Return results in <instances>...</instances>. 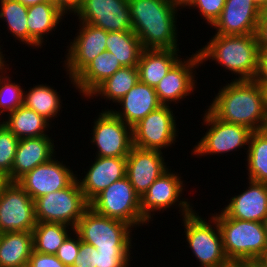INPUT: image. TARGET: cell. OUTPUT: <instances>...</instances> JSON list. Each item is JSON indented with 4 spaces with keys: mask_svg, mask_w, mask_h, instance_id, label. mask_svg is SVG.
Returning a JSON list of instances; mask_svg holds the SVG:
<instances>
[{
    "mask_svg": "<svg viewBox=\"0 0 267 267\" xmlns=\"http://www.w3.org/2000/svg\"><path fill=\"white\" fill-rule=\"evenodd\" d=\"M208 109L221 121L239 124L254 131L264 130V93L254 80H231L221 85Z\"/></svg>",
    "mask_w": 267,
    "mask_h": 267,
    "instance_id": "obj_1",
    "label": "cell"
},
{
    "mask_svg": "<svg viewBox=\"0 0 267 267\" xmlns=\"http://www.w3.org/2000/svg\"><path fill=\"white\" fill-rule=\"evenodd\" d=\"M132 31L143 49H179L178 10L169 0H128Z\"/></svg>",
    "mask_w": 267,
    "mask_h": 267,
    "instance_id": "obj_2",
    "label": "cell"
},
{
    "mask_svg": "<svg viewBox=\"0 0 267 267\" xmlns=\"http://www.w3.org/2000/svg\"><path fill=\"white\" fill-rule=\"evenodd\" d=\"M206 43L199 50L197 49L202 65L205 66L206 61L211 60L222 66L225 72L228 71L238 76L231 80L255 79L260 54L255 33L248 35L214 34Z\"/></svg>",
    "mask_w": 267,
    "mask_h": 267,
    "instance_id": "obj_3",
    "label": "cell"
},
{
    "mask_svg": "<svg viewBox=\"0 0 267 267\" xmlns=\"http://www.w3.org/2000/svg\"><path fill=\"white\" fill-rule=\"evenodd\" d=\"M212 216L219 225L224 253L232 265L260 261L267 251V235L262 222L228 217L222 210Z\"/></svg>",
    "mask_w": 267,
    "mask_h": 267,
    "instance_id": "obj_4",
    "label": "cell"
},
{
    "mask_svg": "<svg viewBox=\"0 0 267 267\" xmlns=\"http://www.w3.org/2000/svg\"><path fill=\"white\" fill-rule=\"evenodd\" d=\"M194 210L189 215L183 216L187 247L192 251V257L198 260V267H232L224 250L222 235L217 220L211 215L206 218L199 216Z\"/></svg>",
    "mask_w": 267,
    "mask_h": 267,
    "instance_id": "obj_5",
    "label": "cell"
},
{
    "mask_svg": "<svg viewBox=\"0 0 267 267\" xmlns=\"http://www.w3.org/2000/svg\"><path fill=\"white\" fill-rule=\"evenodd\" d=\"M133 230L126 222L100 215L90 207L74 228L81 241L106 252H133Z\"/></svg>",
    "mask_w": 267,
    "mask_h": 267,
    "instance_id": "obj_6",
    "label": "cell"
},
{
    "mask_svg": "<svg viewBox=\"0 0 267 267\" xmlns=\"http://www.w3.org/2000/svg\"><path fill=\"white\" fill-rule=\"evenodd\" d=\"M202 117V126L205 125L207 130L203 133L200 141L196 142L191 155L198 158L209 155H227L230 152H237L240 149H248L249 139L252 130L249 128L233 123L223 122L218 119L208 108L205 110ZM246 147V148H245ZM221 154V155H220Z\"/></svg>",
    "mask_w": 267,
    "mask_h": 267,
    "instance_id": "obj_7",
    "label": "cell"
},
{
    "mask_svg": "<svg viewBox=\"0 0 267 267\" xmlns=\"http://www.w3.org/2000/svg\"><path fill=\"white\" fill-rule=\"evenodd\" d=\"M89 207L100 215L126 222L135 230L149 224L140 210V196L127 176L110 184L89 203Z\"/></svg>",
    "mask_w": 267,
    "mask_h": 267,
    "instance_id": "obj_8",
    "label": "cell"
},
{
    "mask_svg": "<svg viewBox=\"0 0 267 267\" xmlns=\"http://www.w3.org/2000/svg\"><path fill=\"white\" fill-rule=\"evenodd\" d=\"M171 170L170 167L163 172L148 188L147 192L140 197L141 213L149 223L154 220L155 212L160 213L162 211L161 213H163L164 210L175 207V209L179 208L180 217H183L195 210L189 199L181 197L183 190L186 189L181 174Z\"/></svg>",
    "mask_w": 267,
    "mask_h": 267,
    "instance_id": "obj_9",
    "label": "cell"
},
{
    "mask_svg": "<svg viewBox=\"0 0 267 267\" xmlns=\"http://www.w3.org/2000/svg\"><path fill=\"white\" fill-rule=\"evenodd\" d=\"M89 207L78 181L34 200L36 222L61 223L75 228Z\"/></svg>",
    "mask_w": 267,
    "mask_h": 267,
    "instance_id": "obj_10",
    "label": "cell"
},
{
    "mask_svg": "<svg viewBox=\"0 0 267 267\" xmlns=\"http://www.w3.org/2000/svg\"><path fill=\"white\" fill-rule=\"evenodd\" d=\"M97 116L90 134H93L90 143L97 149L96 156L126 158L133 147L132 127L106 107Z\"/></svg>",
    "mask_w": 267,
    "mask_h": 267,
    "instance_id": "obj_11",
    "label": "cell"
},
{
    "mask_svg": "<svg viewBox=\"0 0 267 267\" xmlns=\"http://www.w3.org/2000/svg\"><path fill=\"white\" fill-rule=\"evenodd\" d=\"M176 121L173 109L161 105L132 127L133 146L161 152L171 148L179 136Z\"/></svg>",
    "mask_w": 267,
    "mask_h": 267,
    "instance_id": "obj_12",
    "label": "cell"
},
{
    "mask_svg": "<svg viewBox=\"0 0 267 267\" xmlns=\"http://www.w3.org/2000/svg\"><path fill=\"white\" fill-rule=\"evenodd\" d=\"M79 29L70 39L69 45L66 47L67 53L63 64L70 79L72 88L74 87V78L99 54L106 51L107 31L92 26L84 22H79ZM77 35V36H76ZM65 67V68H64Z\"/></svg>",
    "mask_w": 267,
    "mask_h": 267,
    "instance_id": "obj_13",
    "label": "cell"
},
{
    "mask_svg": "<svg viewBox=\"0 0 267 267\" xmlns=\"http://www.w3.org/2000/svg\"><path fill=\"white\" fill-rule=\"evenodd\" d=\"M36 223L34 200L17 182H8L0 195V234L32 231Z\"/></svg>",
    "mask_w": 267,
    "mask_h": 267,
    "instance_id": "obj_14",
    "label": "cell"
},
{
    "mask_svg": "<svg viewBox=\"0 0 267 267\" xmlns=\"http://www.w3.org/2000/svg\"><path fill=\"white\" fill-rule=\"evenodd\" d=\"M75 16L107 32L132 31L128 0H82Z\"/></svg>",
    "mask_w": 267,
    "mask_h": 267,
    "instance_id": "obj_15",
    "label": "cell"
},
{
    "mask_svg": "<svg viewBox=\"0 0 267 267\" xmlns=\"http://www.w3.org/2000/svg\"><path fill=\"white\" fill-rule=\"evenodd\" d=\"M193 53L190 57L185 56L187 59L182 57L155 87V92L162 105L174 104L176 106L187 96L192 93L194 95L197 87L196 75H198L195 69L202 65L198 52Z\"/></svg>",
    "mask_w": 267,
    "mask_h": 267,
    "instance_id": "obj_16",
    "label": "cell"
},
{
    "mask_svg": "<svg viewBox=\"0 0 267 267\" xmlns=\"http://www.w3.org/2000/svg\"><path fill=\"white\" fill-rule=\"evenodd\" d=\"M55 157L38 165L16 181L33 200L50 192L64 189L76 179L73 169Z\"/></svg>",
    "mask_w": 267,
    "mask_h": 267,
    "instance_id": "obj_17",
    "label": "cell"
},
{
    "mask_svg": "<svg viewBox=\"0 0 267 267\" xmlns=\"http://www.w3.org/2000/svg\"><path fill=\"white\" fill-rule=\"evenodd\" d=\"M164 153L165 151L144 150L133 146L126 157V176L140 197L170 168L168 162H165Z\"/></svg>",
    "mask_w": 267,
    "mask_h": 267,
    "instance_id": "obj_18",
    "label": "cell"
},
{
    "mask_svg": "<svg viewBox=\"0 0 267 267\" xmlns=\"http://www.w3.org/2000/svg\"><path fill=\"white\" fill-rule=\"evenodd\" d=\"M260 15V5L255 0H226L220 17L211 27L218 35L253 34Z\"/></svg>",
    "mask_w": 267,
    "mask_h": 267,
    "instance_id": "obj_19",
    "label": "cell"
},
{
    "mask_svg": "<svg viewBox=\"0 0 267 267\" xmlns=\"http://www.w3.org/2000/svg\"><path fill=\"white\" fill-rule=\"evenodd\" d=\"M94 157V162L91 161L86 172L84 170V176L78 178L76 172V180L88 203L110 184L126 176V158Z\"/></svg>",
    "mask_w": 267,
    "mask_h": 267,
    "instance_id": "obj_20",
    "label": "cell"
},
{
    "mask_svg": "<svg viewBox=\"0 0 267 267\" xmlns=\"http://www.w3.org/2000/svg\"><path fill=\"white\" fill-rule=\"evenodd\" d=\"M247 188L230 198L222 211L230 218L263 222L267 215V183L247 181Z\"/></svg>",
    "mask_w": 267,
    "mask_h": 267,
    "instance_id": "obj_21",
    "label": "cell"
},
{
    "mask_svg": "<svg viewBox=\"0 0 267 267\" xmlns=\"http://www.w3.org/2000/svg\"><path fill=\"white\" fill-rule=\"evenodd\" d=\"M54 142L50 135L20 139L11 170V182H16L38 165L50 161L57 154Z\"/></svg>",
    "mask_w": 267,
    "mask_h": 267,
    "instance_id": "obj_22",
    "label": "cell"
},
{
    "mask_svg": "<svg viewBox=\"0 0 267 267\" xmlns=\"http://www.w3.org/2000/svg\"><path fill=\"white\" fill-rule=\"evenodd\" d=\"M116 105L121 106L119 110L114 107L110 110L124 123L133 127L162 104L155 88L139 81Z\"/></svg>",
    "mask_w": 267,
    "mask_h": 267,
    "instance_id": "obj_23",
    "label": "cell"
},
{
    "mask_svg": "<svg viewBox=\"0 0 267 267\" xmlns=\"http://www.w3.org/2000/svg\"><path fill=\"white\" fill-rule=\"evenodd\" d=\"M66 16L50 2H42L28 7L27 26L29 29V46L41 49L48 40L47 35L54 34ZM44 42V43H43Z\"/></svg>",
    "mask_w": 267,
    "mask_h": 267,
    "instance_id": "obj_24",
    "label": "cell"
},
{
    "mask_svg": "<svg viewBox=\"0 0 267 267\" xmlns=\"http://www.w3.org/2000/svg\"><path fill=\"white\" fill-rule=\"evenodd\" d=\"M179 51V49H144L137 65L139 81L155 88L181 59Z\"/></svg>",
    "mask_w": 267,
    "mask_h": 267,
    "instance_id": "obj_25",
    "label": "cell"
},
{
    "mask_svg": "<svg viewBox=\"0 0 267 267\" xmlns=\"http://www.w3.org/2000/svg\"><path fill=\"white\" fill-rule=\"evenodd\" d=\"M121 67L114 54L104 51L94 58L75 78L74 88L83 99L88 96L107 78L114 75Z\"/></svg>",
    "mask_w": 267,
    "mask_h": 267,
    "instance_id": "obj_26",
    "label": "cell"
},
{
    "mask_svg": "<svg viewBox=\"0 0 267 267\" xmlns=\"http://www.w3.org/2000/svg\"><path fill=\"white\" fill-rule=\"evenodd\" d=\"M6 116L2 118L1 123L19 140L46 136L49 135L47 133L52 129V125L48 120L24 105L6 114Z\"/></svg>",
    "mask_w": 267,
    "mask_h": 267,
    "instance_id": "obj_27",
    "label": "cell"
},
{
    "mask_svg": "<svg viewBox=\"0 0 267 267\" xmlns=\"http://www.w3.org/2000/svg\"><path fill=\"white\" fill-rule=\"evenodd\" d=\"M32 231H15L0 234V267L28 264L33 252Z\"/></svg>",
    "mask_w": 267,
    "mask_h": 267,
    "instance_id": "obj_28",
    "label": "cell"
},
{
    "mask_svg": "<svg viewBox=\"0 0 267 267\" xmlns=\"http://www.w3.org/2000/svg\"><path fill=\"white\" fill-rule=\"evenodd\" d=\"M28 90L24 91L23 105L34 110L52 124V121L58 115L60 116L59 113H62V96L58 94L59 92L54 89V86L46 85V83L45 85L43 83L33 85Z\"/></svg>",
    "mask_w": 267,
    "mask_h": 267,
    "instance_id": "obj_29",
    "label": "cell"
},
{
    "mask_svg": "<svg viewBox=\"0 0 267 267\" xmlns=\"http://www.w3.org/2000/svg\"><path fill=\"white\" fill-rule=\"evenodd\" d=\"M139 72L137 66L121 67L114 75L101 83L87 99L101 97L109 103L117 104L137 83Z\"/></svg>",
    "mask_w": 267,
    "mask_h": 267,
    "instance_id": "obj_30",
    "label": "cell"
},
{
    "mask_svg": "<svg viewBox=\"0 0 267 267\" xmlns=\"http://www.w3.org/2000/svg\"><path fill=\"white\" fill-rule=\"evenodd\" d=\"M143 50L133 31L107 32L106 51L113 53L122 66H137Z\"/></svg>",
    "mask_w": 267,
    "mask_h": 267,
    "instance_id": "obj_31",
    "label": "cell"
},
{
    "mask_svg": "<svg viewBox=\"0 0 267 267\" xmlns=\"http://www.w3.org/2000/svg\"><path fill=\"white\" fill-rule=\"evenodd\" d=\"M246 152V178L255 182L267 183V132L265 130L252 132Z\"/></svg>",
    "mask_w": 267,
    "mask_h": 267,
    "instance_id": "obj_32",
    "label": "cell"
},
{
    "mask_svg": "<svg viewBox=\"0 0 267 267\" xmlns=\"http://www.w3.org/2000/svg\"><path fill=\"white\" fill-rule=\"evenodd\" d=\"M71 231L74 228L61 223L37 222L32 230L34 251L55 255Z\"/></svg>",
    "mask_w": 267,
    "mask_h": 267,
    "instance_id": "obj_33",
    "label": "cell"
},
{
    "mask_svg": "<svg viewBox=\"0 0 267 267\" xmlns=\"http://www.w3.org/2000/svg\"><path fill=\"white\" fill-rule=\"evenodd\" d=\"M28 7L16 0H0V20L6 23L11 37L29 47ZM13 35V36H12Z\"/></svg>",
    "mask_w": 267,
    "mask_h": 267,
    "instance_id": "obj_34",
    "label": "cell"
},
{
    "mask_svg": "<svg viewBox=\"0 0 267 267\" xmlns=\"http://www.w3.org/2000/svg\"><path fill=\"white\" fill-rule=\"evenodd\" d=\"M10 63L0 71V122L13 110L23 105L24 88L17 82H13L10 74ZM8 66V67H7Z\"/></svg>",
    "mask_w": 267,
    "mask_h": 267,
    "instance_id": "obj_35",
    "label": "cell"
},
{
    "mask_svg": "<svg viewBox=\"0 0 267 267\" xmlns=\"http://www.w3.org/2000/svg\"><path fill=\"white\" fill-rule=\"evenodd\" d=\"M19 139L0 122V173L11 182V170L15 159Z\"/></svg>",
    "mask_w": 267,
    "mask_h": 267,
    "instance_id": "obj_36",
    "label": "cell"
},
{
    "mask_svg": "<svg viewBox=\"0 0 267 267\" xmlns=\"http://www.w3.org/2000/svg\"><path fill=\"white\" fill-rule=\"evenodd\" d=\"M226 0H194L188 9L198 10L201 19L203 18L208 26H212L220 17Z\"/></svg>",
    "mask_w": 267,
    "mask_h": 267,
    "instance_id": "obj_37",
    "label": "cell"
},
{
    "mask_svg": "<svg viewBox=\"0 0 267 267\" xmlns=\"http://www.w3.org/2000/svg\"><path fill=\"white\" fill-rule=\"evenodd\" d=\"M79 248L80 237L75 231H72V233L58 248L55 255L64 265H66L67 267H72L74 260L79 253Z\"/></svg>",
    "mask_w": 267,
    "mask_h": 267,
    "instance_id": "obj_38",
    "label": "cell"
},
{
    "mask_svg": "<svg viewBox=\"0 0 267 267\" xmlns=\"http://www.w3.org/2000/svg\"><path fill=\"white\" fill-rule=\"evenodd\" d=\"M131 254L133 253L97 251L96 267H129L133 261Z\"/></svg>",
    "mask_w": 267,
    "mask_h": 267,
    "instance_id": "obj_39",
    "label": "cell"
},
{
    "mask_svg": "<svg viewBox=\"0 0 267 267\" xmlns=\"http://www.w3.org/2000/svg\"><path fill=\"white\" fill-rule=\"evenodd\" d=\"M97 250L93 245L80 240L79 253L77 254L72 267H96Z\"/></svg>",
    "mask_w": 267,
    "mask_h": 267,
    "instance_id": "obj_40",
    "label": "cell"
},
{
    "mask_svg": "<svg viewBox=\"0 0 267 267\" xmlns=\"http://www.w3.org/2000/svg\"><path fill=\"white\" fill-rule=\"evenodd\" d=\"M30 267H67L53 254H45L33 250L28 261Z\"/></svg>",
    "mask_w": 267,
    "mask_h": 267,
    "instance_id": "obj_41",
    "label": "cell"
},
{
    "mask_svg": "<svg viewBox=\"0 0 267 267\" xmlns=\"http://www.w3.org/2000/svg\"><path fill=\"white\" fill-rule=\"evenodd\" d=\"M254 81L261 89H267V51H260L258 71Z\"/></svg>",
    "mask_w": 267,
    "mask_h": 267,
    "instance_id": "obj_42",
    "label": "cell"
},
{
    "mask_svg": "<svg viewBox=\"0 0 267 267\" xmlns=\"http://www.w3.org/2000/svg\"><path fill=\"white\" fill-rule=\"evenodd\" d=\"M81 3L82 0H56V7L64 15H75L76 12L80 9Z\"/></svg>",
    "mask_w": 267,
    "mask_h": 267,
    "instance_id": "obj_43",
    "label": "cell"
},
{
    "mask_svg": "<svg viewBox=\"0 0 267 267\" xmlns=\"http://www.w3.org/2000/svg\"><path fill=\"white\" fill-rule=\"evenodd\" d=\"M255 34L260 51H267V19H259Z\"/></svg>",
    "mask_w": 267,
    "mask_h": 267,
    "instance_id": "obj_44",
    "label": "cell"
},
{
    "mask_svg": "<svg viewBox=\"0 0 267 267\" xmlns=\"http://www.w3.org/2000/svg\"><path fill=\"white\" fill-rule=\"evenodd\" d=\"M173 5L174 7L180 11V9L183 10V8L185 9H188L191 4L193 3L194 0H169Z\"/></svg>",
    "mask_w": 267,
    "mask_h": 267,
    "instance_id": "obj_45",
    "label": "cell"
},
{
    "mask_svg": "<svg viewBox=\"0 0 267 267\" xmlns=\"http://www.w3.org/2000/svg\"><path fill=\"white\" fill-rule=\"evenodd\" d=\"M235 267H267L261 260L260 261H245L234 265Z\"/></svg>",
    "mask_w": 267,
    "mask_h": 267,
    "instance_id": "obj_46",
    "label": "cell"
},
{
    "mask_svg": "<svg viewBox=\"0 0 267 267\" xmlns=\"http://www.w3.org/2000/svg\"><path fill=\"white\" fill-rule=\"evenodd\" d=\"M8 177L2 173H0V195L2 193L3 188L8 184Z\"/></svg>",
    "mask_w": 267,
    "mask_h": 267,
    "instance_id": "obj_47",
    "label": "cell"
},
{
    "mask_svg": "<svg viewBox=\"0 0 267 267\" xmlns=\"http://www.w3.org/2000/svg\"><path fill=\"white\" fill-rule=\"evenodd\" d=\"M16 1H19L20 3H22L27 7L44 2L43 0H16Z\"/></svg>",
    "mask_w": 267,
    "mask_h": 267,
    "instance_id": "obj_48",
    "label": "cell"
},
{
    "mask_svg": "<svg viewBox=\"0 0 267 267\" xmlns=\"http://www.w3.org/2000/svg\"><path fill=\"white\" fill-rule=\"evenodd\" d=\"M0 43H1V41H0ZM1 45H0V71L6 66V65H8V63H6L7 62V60H6V58H4L5 57V55L6 54H3V51H2V49H1ZM4 55V56H3ZM6 60V61H5Z\"/></svg>",
    "mask_w": 267,
    "mask_h": 267,
    "instance_id": "obj_49",
    "label": "cell"
},
{
    "mask_svg": "<svg viewBox=\"0 0 267 267\" xmlns=\"http://www.w3.org/2000/svg\"><path fill=\"white\" fill-rule=\"evenodd\" d=\"M264 93L265 113L267 116V89H262Z\"/></svg>",
    "mask_w": 267,
    "mask_h": 267,
    "instance_id": "obj_50",
    "label": "cell"
},
{
    "mask_svg": "<svg viewBox=\"0 0 267 267\" xmlns=\"http://www.w3.org/2000/svg\"><path fill=\"white\" fill-rule=\"evenodd\" d=\"M259 19H267V6L261 11Z\"/></svg>",
    "mask_w": 267,
    "mask_h": 267,
    "instance_id": "obj_51",
    "label": "cell"
},
{
    "mask_svg": "<svg viewBox=\"0 0 267 267\" xmlns=\"http://www.w3.org/2000/svg\"><path fill=\"white\" fill-rule=\"evenodd\" d=\"M263 226H264V230H265V232H266V235H267V215H266V217L264 218V220H263Z\"/></svg>",
    "mask_w": 267,
    "mask_h": 267,
    "instance_id": "obj_52",
    "label": "cell"
},
{
    "mask_svg": "<svg viewBox=\"0 0 267 267\" xmlns=\"http://www.w3.org/2000/svg\"><path fill=\"white\" fill-rule=\"evenodd\" d=\"M267 6V0H262V4L260 5L261 11Z\"/></svg>",
    "mask_w": 267,
    "mask_h": 267,
    "instance_id": "obj_53",
    "label": "cell"
},
{
    "mask_svg": "<svg viewBox=\"0 0 267 267\" xmlns=\"http://www.w3.org/2000/svg\"><path fill=\"white\" fill-rule=\"evenodd\" d=\"M261 261L267 266V251L265 256L261 259Z\"/></svg>",
    "mask_w": 267,
    "mask_h": 267,
    "instance_id": "obj_54",
    "label": "cell"
},
{
    "mask_svg": "<svg viewBox=\"0 0 267 267\" xmlns=\"http://www.w3.org/2000/svg\"><path fill=\"white\" fill-rule=\"evenodd\" d=\"M44 2H50V3H52V4H54V5H56V0H43Z\"/></svg>",
    "mask_w": 267,
    "mask_h": 267,
    "instance_id": "obj_55",
    "label": "cell"
},
{
    "mask_svg": "<svg viewBox=\"0 0 267 267\" xmlns=\"http://www.w3.org/2000/svg\"><path fill=\"white\" fill-rule=\"evenodd\" d=\"M14 267H30L28 264H24V265H21V266H14Z\"/></svg>",
    "mask_w": 267,
    "mask_h": 267,
    "instance_id": "obj_56",
    "label": "cell"
},
{
    "mask_svg": "<svg viewBox=\"0 0 267 267\" xmlns=\"http://www.w3.org/2000/svg\"><path fill=\"white\" fill-rule=\"evenodd\" d=\"M259 5L262 4V0H255Z\"/></svg>",
    "mask_w": 267,
    "mask_h": 267,
    "instance_id": "obj_57",
    "label": "cell"
},
{
    "mask_svg": "<svg viewBox=\"0 0 267 267\" xmlns=\"http://www.w3.org/2000/svg\"><path fill=\"white\" fill-rule=\"evenodd\" d=\"M264 130L267 132V122H266V125H265V128H264Z\"/></svg>",
    "mask_w": 267,
    "mask_h": 267,
    "instance_id": "obj_58",
    "label": "cell"
}]
</instances>
